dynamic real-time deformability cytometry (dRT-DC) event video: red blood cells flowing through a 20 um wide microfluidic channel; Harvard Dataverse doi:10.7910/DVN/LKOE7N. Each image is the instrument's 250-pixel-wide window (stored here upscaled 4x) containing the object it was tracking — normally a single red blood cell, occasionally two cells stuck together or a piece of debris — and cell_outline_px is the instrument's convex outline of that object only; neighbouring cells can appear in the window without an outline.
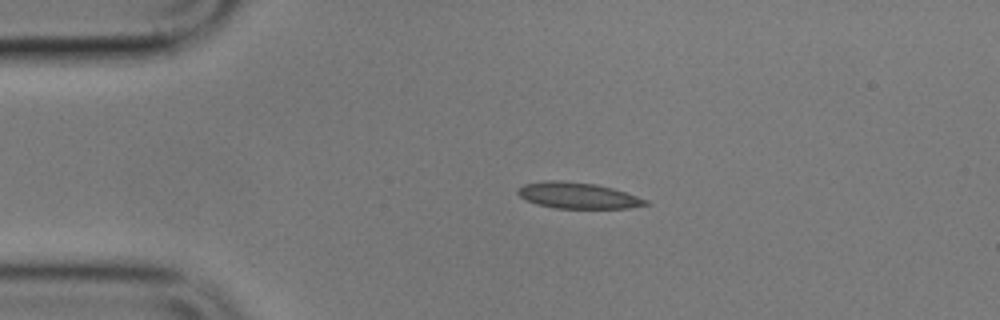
{"species": "common noctule bat (a hibernating species)", "species_latin": "Nyctalus noctula", "temperature_condition": "cold", "stored_images_in_passage": 2, "camera_frame_rate_fps": 3000, "um_per_image_px": 0.085, "animal": {"sex": "male", "body_mass_g": 17.9}, "frame": {"image": 1, "passage_image": 1, "time_ms": 0.0, "image_size_px": [1000, 320], "cell_outline_px": [[652, 204], [628, 208], [556, 208], [536, 204], [520, 196], [516, 192], [516, 188], [524, 184], [548, 180], [556, 180], [596, 184], [612, 188], [648, 200]], "centroid_in_image_um": [49.11, 16.62], "position_along_channel_um": 35.9, "area_um2": 19.31}}